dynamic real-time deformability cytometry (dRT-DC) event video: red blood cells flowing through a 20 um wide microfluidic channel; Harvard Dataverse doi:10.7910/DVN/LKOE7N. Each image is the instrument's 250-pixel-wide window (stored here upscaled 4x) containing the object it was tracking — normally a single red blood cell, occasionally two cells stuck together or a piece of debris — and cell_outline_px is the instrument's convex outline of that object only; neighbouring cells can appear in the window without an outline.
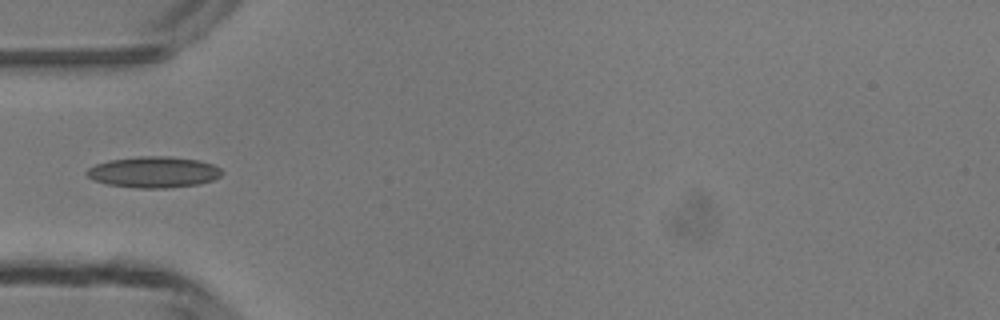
{"species": "common noctule bat (a hibernating species)", "species_latin": "Nyctalus noctula", "temperature_condition": "room temperature", "stored_images_in_passage": 4, "camera_frame_rate_fps": 3000, "um_per_image_px": 0.085, "animal": {"sex": "male", "body_mass_g": 13.3}, "frame": {"image": 1, "passage_image": 4, "time_ms": 4.333, "image_size_px": [1000, 320], "cell_outline_px": [[224, 172], [220, 176], [212, 180], [196, 184], [168, 188], [136, 188], [108, 184], [92, 180], [84, 172], [88, 168], [96, 164], [108, 160], [140, 156], [168, 156], [196, 160], [212, 164], [220, 168]], "centroid_in_image_um": [13.03, 14.63], "position_along_channel_um": 72.0, "area_um2": 24.45}}